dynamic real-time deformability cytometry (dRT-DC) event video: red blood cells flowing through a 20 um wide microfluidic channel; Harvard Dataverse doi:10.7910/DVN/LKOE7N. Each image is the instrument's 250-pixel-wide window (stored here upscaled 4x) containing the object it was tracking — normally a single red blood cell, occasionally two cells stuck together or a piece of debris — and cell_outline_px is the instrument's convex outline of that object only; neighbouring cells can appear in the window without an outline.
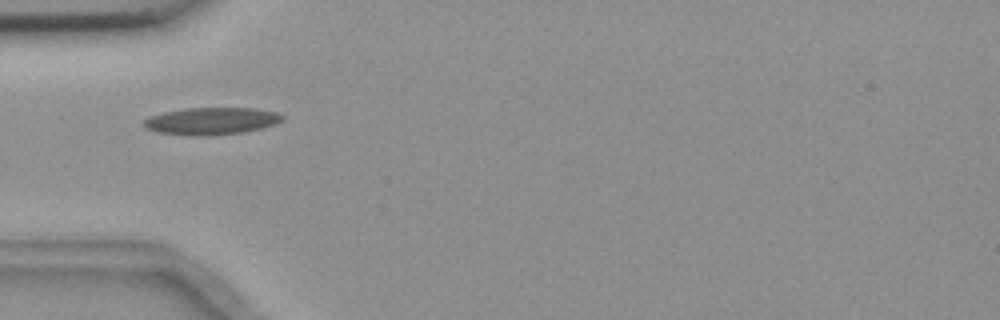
{"species": "common noctule bat (a hibernating species)", "species_latin": "Nyctalus noctula", "temperature_condition": "room temperature", "stored_images_in_passage": 39, "camera_frame_rate_fps": 3000, "um_per_image_px": 0.085, "animal": {"sex": "female", "body_mass_g": 18.4}, "frame": {"image": 1, "passage_image": 1, "time_ms": 0.0, "image_size_px": [1000, 320], "cell_outline_px": [[272, 120], [260, 124], [244, 128], [220, 132], [184, 132], [160, 128], [152, 124], [224, 112]], "centroid_in_image_um": [18.04, 10.47], "position_along_channel_um": 67.0, "area_um2": 10.23}}
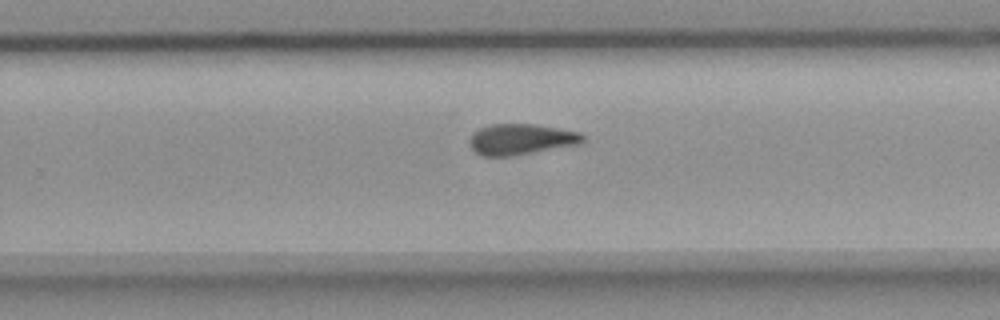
{"frame": {"image": 2, "passage_image": 19, "time_ms": 6.0, "image_size_px": [1000, 320], "cell_outline_px": [[576, 136], [572, 140], [528, 148], [500, 152], [484, 152], [476, 144], [476, 140], [480, 136], [512, 128], [520, 128], [560, 132]], "centroid_in_image_um": [44.17, 11.86], "position_along_channel_um": 285.6, "area_um2": 11.27}}
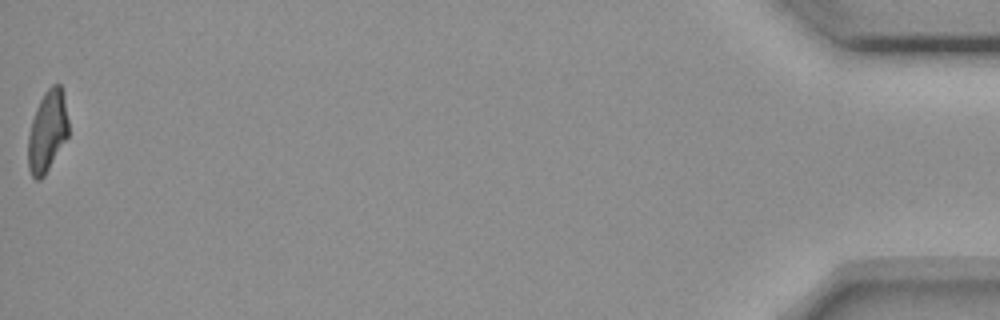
{"frame": {"image": 3, "passage_image": 39, "time_ms": 12.667, "image_size_px": [1000, 320], "cell_outline_px": [[68, 132], [44, 172], [40, 176], [36, 176], [32, 172], [32, 140], [56, 88], [60, 88], [68, 128]], "centroid_in_image_um": [4.18, 11.41], "position_along_channel_um": 431.0, "area_um2": 12.95}}